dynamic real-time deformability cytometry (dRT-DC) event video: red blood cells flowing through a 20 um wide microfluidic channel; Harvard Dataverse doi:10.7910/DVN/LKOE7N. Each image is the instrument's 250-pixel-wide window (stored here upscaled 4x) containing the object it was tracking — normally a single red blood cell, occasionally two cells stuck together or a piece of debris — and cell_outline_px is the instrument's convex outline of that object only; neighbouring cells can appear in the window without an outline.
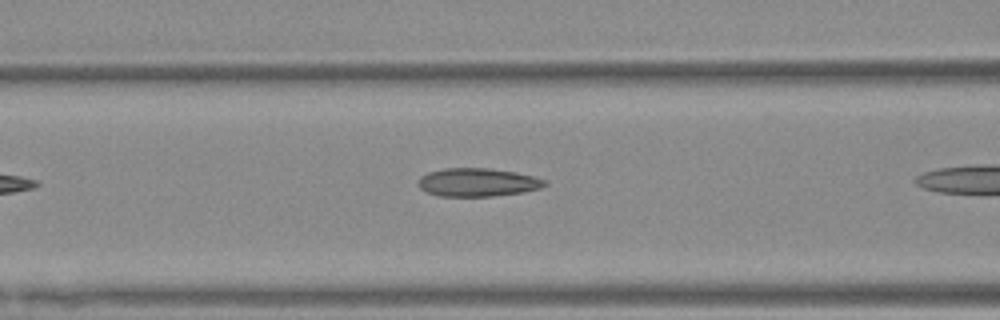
{"species": "Egyptian fruit bat (a non-hibernating species)", "species_latin": "Rousettus aegyptiacus", "temperature_condition": "warm", "stored_images_in_passage": 6, "camera_frame_rate_fps": 3000, "um_per_image_px": 0.085, "animal": {"sex": "female"}, "frame": {"image": 1, "passage_image": 5, "time_ms": 1.333, "image_size_px": [1000, 320], "cell_outline_px": [[548, 184], [540, 188], [524, 192], [492, 196], [440, 196], [428, 192], [420, 188], [420, 176], [428, 172], [444, 168], [488, 168], [516, 172], [532, 176], [544, 180]], "centroid_in_image_um": [40.61, 15.49], "position_along_channel_um": 126.0, "area_um2": 20.69}}